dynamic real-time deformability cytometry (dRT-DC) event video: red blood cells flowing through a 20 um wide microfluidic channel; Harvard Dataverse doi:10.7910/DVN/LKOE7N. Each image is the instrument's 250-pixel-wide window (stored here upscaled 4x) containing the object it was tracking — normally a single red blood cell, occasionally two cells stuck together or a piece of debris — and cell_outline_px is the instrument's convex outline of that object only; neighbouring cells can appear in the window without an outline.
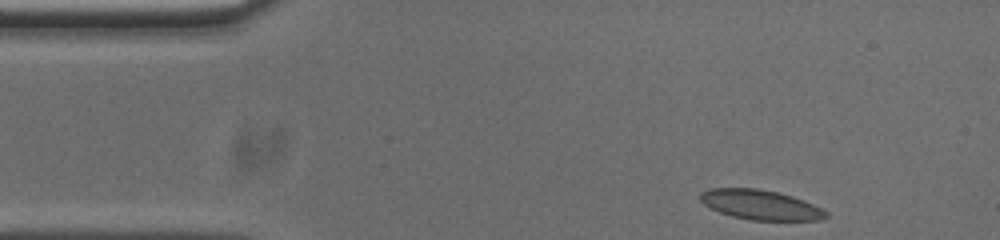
{"species": "common noctule bat (a hibernating species)", "species_latin": "Nyctalus noctula", "temperature_condition": "cold", "stored_images_in_passage": 49, "camera_frame_rate_fps": 3000, "um_per_image_px": 0.085, "animal": {"sex": "male", "body_mass_g": 20.0, "forearm_length_mm": 53.3}, "frame": {"image": 1, "passage_image": 1, "time_ms": 0.0, "image_size_px": [1000, 240], "cell_outline_px": [[828, 216], [820, 220], [752, 220], [732, 216], [720, 212], [704, 204], [700, 200], [700, 192], [708, 188], [756, 188], [776, 192], [792, 196], [804, 200], [828, 212]], "centroid_in_image_um": [64.63, 17.4], "position_along_channel_um": 20.4, "area_um2": 21.68}}
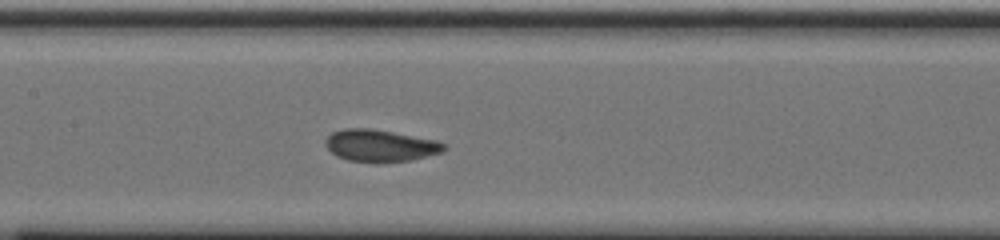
{"frame": {"image": 2, "passage_image": 19, "time_ms": 6.0, "image_size_px": [1000, 240], "cell_outline_px": [[448, 148], [444, 152], [412, 160], [384, 164], [348, 160], [336, 156], [324, 144], [324, 140], [332, 132], [344, 128], [372, 128], [436, 140], [448, 144]], "centroid_in_image_um": [32.36, 12.39], "position_along_channel_um": 175.0, "area_um2": 22.72}}
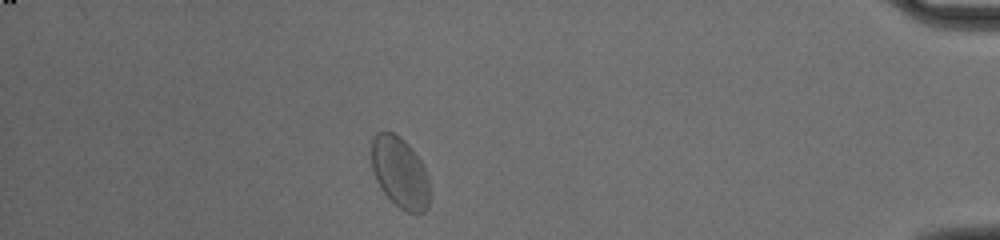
{"frame": {"image": 3, "passage_image": 42, "time_ms": 13.667, "image_size_px": [1000, 240], "cell_outline_px": [[428, 208], [424, 212], [408, 212], [400, 208], [380, 188], [376, 180], [372, 168], [372, 140], [376, 132], [392, 132], [400, 136], [412, 148], [420, 160], [428, 176]], "centroid_in_image_um": [33.98, 14.64], "position_along_channel_um": 401.2, "area_um2": 23.81}, "authors_computed_cell_mechanics": {"area_um2": 22.0218, "velocity_mm_per_s": 3.6703, "shape_relaxation_time_tau1_ms": null, "shape_relaxation_time_tau2_ms": 0.7361, "deformation_change_tau1": null, "deformation_change_tau2": 0.0314}}